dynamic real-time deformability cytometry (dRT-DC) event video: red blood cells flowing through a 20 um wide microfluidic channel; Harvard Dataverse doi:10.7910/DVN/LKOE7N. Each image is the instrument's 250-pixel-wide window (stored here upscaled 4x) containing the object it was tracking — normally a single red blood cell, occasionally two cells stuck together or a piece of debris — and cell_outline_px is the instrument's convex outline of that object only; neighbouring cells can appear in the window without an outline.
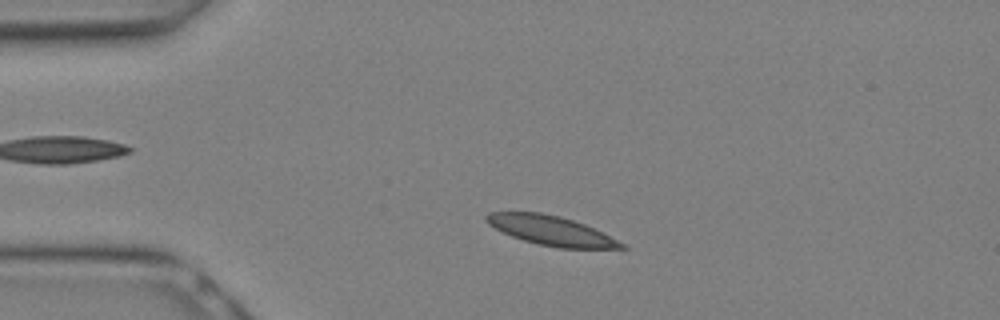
{"species": "Egyptian fruit bat (a non-hibernating species)", "species_latin": "Rousettus aegyptiacus", "temperature_condition": "warm", "stored_images_in_passage": 13, "camera_frame_rate_fps": 3000, "um_per_image_px": 0.085, "animal": {"sex": "female"}, "frame": {"image": 1, "passage_image": 4, "time_ms": 1.0, "image_size_px": [1000, 320], "cell_outline_px": [[628, 248], [556, 248], [524, 240], [512, 236], [488, 224], [484, 220], [484, 216], [488, 212], [540, 212], [560, 216], [584, 224], [624, 244]], "centroid_in_image_um": [46.78, 19.58], "position_along_channel_um": 38.2, "area_um2": 22.72}}
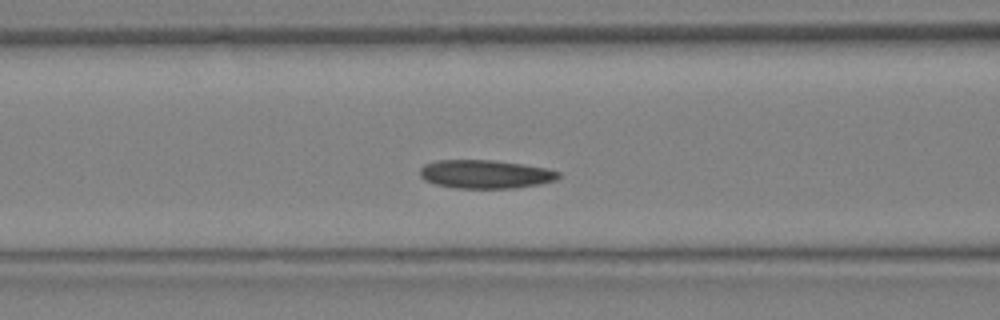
{"frame": {"image": 2, "passage_image": 9, "time_ms": 2.667, "image_size_px": [1000, 320], "cell_outline_px": [[560, 176], [556, 180], [540, 184], [512, 188], [456, 188], [436, 184], [424, 180], [420, 176], [420, 168], [424, 164], [436, 160], [496, 160], [524, 164], [548, 168], [560, 172]], "centroid_in_image_um": [41.27, 14.79], "position_along_channel_um": 125.3, "area_um2": 23.18}}
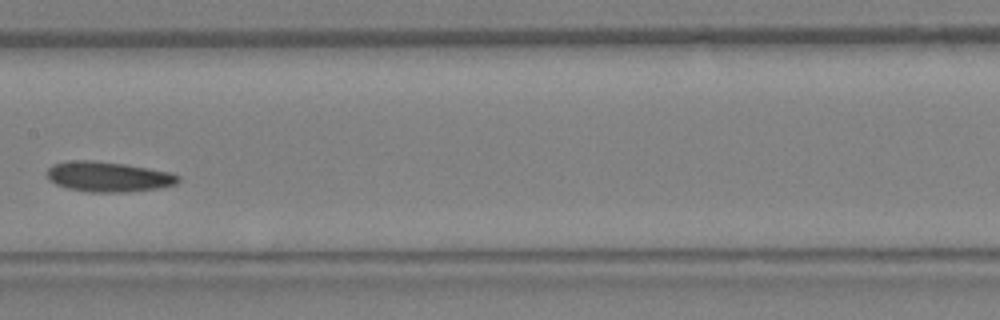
{"frame": {"image": 3, "passage_image": 12, "time_ms": 3.667, "image_size_px": [1000, 320], "cell_outline_px": [[180, 180], [176, 184], [160, 188], [128, 192], [88, 192], [68, 188], [56, 184], [48, 180], [48, 168], [52, 164], [72, 160], [88, 160], [124, 164], [148, 168], [168, 172], [180, 176]], "centroid_in_image_um": [9.2, 15.03], "position_along_channel_um": 198.2, "area_um2": 23.0}}